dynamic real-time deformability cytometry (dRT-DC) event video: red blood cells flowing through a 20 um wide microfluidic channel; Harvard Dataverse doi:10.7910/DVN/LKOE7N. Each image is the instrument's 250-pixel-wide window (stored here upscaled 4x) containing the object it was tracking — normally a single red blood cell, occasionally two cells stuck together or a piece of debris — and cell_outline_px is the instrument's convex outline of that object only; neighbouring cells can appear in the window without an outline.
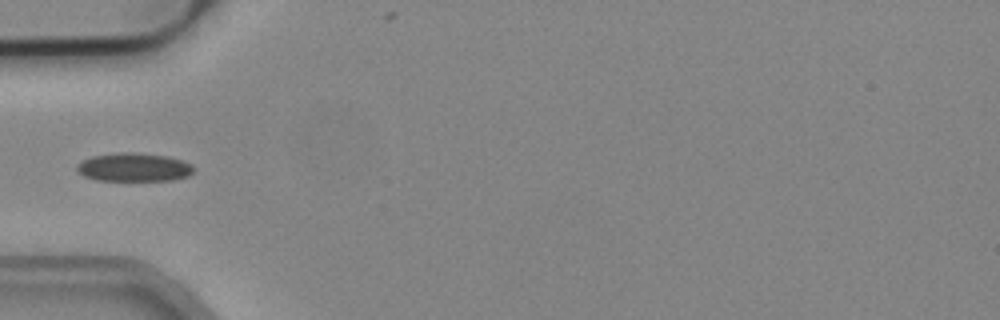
{"species": "common noctule bat (a hibernating species)", "species_latin": "Nyctalus noctula", "temperature_condition": "cold", "stored_images_in_passage": 2, "camera_frame_rate_fps": 3000, "um_per_image_px": 0.085, "animal": {"sex": "male", "body_mass_g": 19.2, "forearm_length_mm": 51.8}, "frame": {"image": 1, "passage_image": 1, "time_ms": 0.0, "image_size_px": [1000, 320], "cell_outline_px": [[196, 168], [188, 176], [172, 180], [96, 180], [84, 176], [76, 168], [84, 160], [92, 156], [124, 152], [132, 152], [168, 156], [184, 160], [192, 164]], "centroid_in_image_um": [11.46, 14.21], "position_along_channel_um": 73.5, "area_um2": 19.25}}